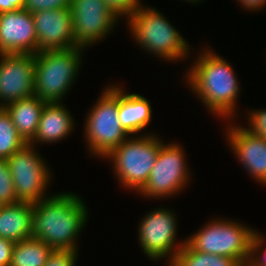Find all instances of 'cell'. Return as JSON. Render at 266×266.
<instances>
[{"mask_svg": "<svg viewBox=\"0 0 266 266\" xmlns=\"http://www.w3.org/2000/svg\"><path fill=\"white\" fill-rule=\"evenodd\" d=\"M146 213L138 225L137 241L141 252L152 261L165 259V266H169L187 241V238L180 242L176 240L178 216L166 207H157Z\"/></svg>", "mask_w": 266, "mask_h": 266, "instance_id": "9c48e42d", "label": "cell"}, {"mask_svg": "<svg viewBox=\"0 0 266 266\" xmlns=\"http://www.w3.org/2000/svg\"><path fill=\"white\" fill-rule=\"evenodd\" d=\"M131 135L106 157L113 165L119 185L138 194L149 180L160 146L164 142L158 133Z\"/></svg>", "mask_w": 266, "mask_h": 266, "instance_id": "277c9868", "label": "cell"}, {"mask_svg": "<svg viewBox=\"0 0 266 266\" xmlns=\"http://www.w3.org/2000/svg\"><path fill=\"white\" fill-rule=\"evenodd\" d=\"M248 124L245 127L256 136L266 139V108L265 109H249L247 110Z\"/></svg>", "mask_w": 266, "mask_h": 266, "instance_id": "d4e9b609", "label": "cell"}, {"mask_svg": "<svg viewBox=\"0 0 266 266\" xmlns=\"http://www.w3.org/2000/svg\"><path fill=\"white\" fill-rule=\"evenodd\" d=\"M238 2V5L240 4L241 8L249 12H257V10L262 11L263 8H266V0H236Z\"/></svg>", "mask_w": 266, "mask_h": 266, "instance_id": "f546056e", "label": "cell"}, {"mask_svg": "<svg viewBox=\"0 0 266 266\" xmlns=\"http://www.w3.org/2000/svg\"><path fill=\"white\" fill-rule=\"evenodd\" d=\"M24 0H0V13L6 11L21 10Z\"/></svg>", "mask_w": 266, "mask_h": 266, "instance_id": "4dcf8cb0", "label": "cell"}, {"mask_svg": "<svg viewBox=\"0 0 266 266\" xmlns=\"http://www.w3.org/2000/svg\"><path fill=\"white\" fill-rule=\"evenodd\" d=\"M125 21L135 45L159 60L178 63L187 60L191 57L189 51H194L163 13L143 2Z\"/></svg>", "mask_w": 266, "mask_h": 266, "instance_id": "3957f363", "label": "cell"}, {"mask_svg": "<svg viewBox=\"0 0 266 266\" xmlns=\"http://www.w3.org/2000/svg\"><path fill=\"white\" fill-rule=\"evenodd\" d=\"M71 0H24V10L35 13L42 10L70 9Z\"/></svg>", "mask_w": 266, "mask_h": 266, "instance_id": "484cf974", "label": "cell"}, {"mask_svg": "<svg viewBox=\"0 0 266 266\" xmlns=\"http://www.w3.org/2000/svg\"><path fill=\"white\" fill-rule=\"evenodd\" d=\"M32 13L21 9L0 13V54H36Z\"/></svg>", "mask_w": 266, "mask_h": 266, "instance_id": "9a60e30c", "label": "cell"}, {"mask_svg": "<svg viewBox=\"0 0 266 266\" xmlns=\"http://www.w3.org/2000/svg\"><path fill=\"white\" fill-rule=\"evenodd\" d=\"M109 9L120 19H127L142 4V0H104Z\"/></svg>", "mask_w": 266, "mask_h": 266, "instance_id": "4316f807", "label": "cell"}, {"mask_svg": "<svg viewBox=\"0 0 266 266\" xmlns=\"http://www.w3.org/2000/svg\"><path fill=\"white\" fill-rule=\"evenodd\" d=\"M79 251L53 250L44 266H76Z\"/></svg>", "mask_w": 266, "mask_h": 266, "instance_id": "83f0119b", "label": "cell"}, {"mask_svg": "<svg viewBox=\"0 0 266 266\" xmlns=\"http://www.w3.org/2000/svg\"><path fill=\"white\" fill-rule=\"evenodd\" d=\"M184 1H185L186 3L189 2V4H193V3L195 4V3H196V5H197V3H198V4L201 3V2L203 3L202 0H182V2H184ZM200 1H201V2H200Z\"/></svg>", "mask_w": 266, "mask_h": 266, "instance_id": "1f68e13d", "label": "cell"}, {"mask_svg": "<svg viewBox=\"0 0 266 266\" xmlns=\"http://www.w3.org/2000/svg\"><path fill=\"white\" fill-rule=\"evenodd\" d=\"M125 91L118 84V115L121 126L131 136L143 135L142 131L152 121L153 110L150 101L141 94Z\"/></svg>", "mask_w": 266, "mask_h": 266, "instance_id": "e0dca14e", "label": "cell"}, {"mask_svg": "<svg viewBox=\"0 0 266 266\" xmlns=\"http://www.w3.org/2000/svg\"><path fill=\"white\" fill-rule=\"evenodd\" d=\"M240 266H250V265L247 263V264H243V265H240Z\"/></svg>", "mask_w": 266, "mask_h": 266, "instance_id": "d6a6232c", "label": "cell"}, {"mask_svg": "<svg viewBox=\"0 0 266 266\" xmlns=\"http://www.w3.org/2000/svg\"><path fill=\"white\" fill-rule=\"evenodd\" d=\"M207 47L199 50L196 59H193L195 62L187 69L184 80L208 113L212 116L214 114L223 122L231 121L238 115L236 110L241 91L240 82L233 65L216 54L214 49Z\"/></svg>", "mask_w": 266, "mask_h": 266, "instance_id": "6da1fadb", "label": "cell"}, {"mask_svg": "<svg viewBox=\"0 0 266 266\" xmlns=\"http://www.w3.org/2000/svg\"><path fill=\"white\" fill-rule=\"evenodd\" d=\"M87 210L83 198L76 192L50 194L33 203L32 237L53 250L79 251L77 238L87 225Z\"/></svg>", "mask_w": 266, "mask_h": 266, "instance_id": "7a4b0ae2", "label": "cell"}, {"mask_svg": "<svg viewBox=\"0 0 266 266\" xmlns=\"http://www.w3.org/2000/svg\"><path fill=\"white\" fill-rule=\"evenodd\" d=\"M37 36V53L77 47L70 9L42 10L32 13Z\"/></svg>", "mask_w": 266, "mask_h": 266, "instance_id": "5bb4252c", "label": "cell"}, {"mask_svg": "<svg viewBox=\"0 0 266 266\" xmlns=\"http://www.w3.org/2000/svg\"><path fill=\"white\" fill-rule=\"evenodd\" d=\"M232 121H225L228 147L236 155L242 169L257 183L266 186V139L254 135L245 125Z\"/></svg>", "mask_w": 266, "mask_h": 266, "instance_id": "4fadbf2b", "label": "cell"}, {"mask_svg": "<svg viewBox=\"0 0 266 266\" xmlns=\"http://www.w3.org/2000/svg\"><path fill=\"white\" fill-rule=\"evenodd\" d=\"M33 203L18 201L0 205V238L14 243L32 237Z\"/></svg>", "mask_w": 266, "mask_h": 266, "instance_id": "ac0fdd59", "label": "cell"}, {"mask_svg": "<svg viewBox=\"0 0 266 266\" xmlns=\"http://www.w3.org/2000/svg\"><path fill=\"white\" fill-rule=\"evenodd\" d=\"M46 103L33 95L4 107L17 132L28 144L36 135L41 113Z\"/></svg>", "mask_w": 266, "mask_h": 266, "instance_id": "d6986e66", "label": "cell"}, {"mask_svg": "<svg viewBox=\"0 0 266 266\" xmlns=\"http://www.w3.org/2000/svg\"><path fill=\"white\" fill-rule=\"evenodd\" d=\"M84 50L77 46L36 53L34 95L47 103L62 102L79 76Z\"/></svg>", "mask_w": 266, "mask_h": 266, "instance_id": "5b68a950", "label": "cell"}, {"mask_svg": "<svg viewBox=\"0 0 266 266\" xmlns=\"http://www.w3.org/2000/svg\"><path fill=\"white\" fill-rule=\"evenodd\" d=\"M73 116L62 102L46 103L38 123L36 135L29 143L37 144L59 143L68 137L75 129Z\"/></svg>", "mask_w": 266, "mask_h": 266, "instance_id": "2e32d148", "label": "cell"}, {"mask_svg": "<svg viewBox=\"0 0 266 266\" xmlns=\"http://www.w3.org/2000/svg\"><path fill=\"white\" fill-rule=\"evenodd\" d=\"M180 143H162L149 180L138 193L147 199L172 198L184 191L191 181L190 166ZM187 185V186H186Z\"/></svg>", "mask_w": 266, "mask_h": 266, "instance_id": "ba28073f", "label": "cell"}, {"mask_svg": "<svg viewBox=\"0 0 266 266\" xmlns=\"http://www.w3.org/2000/svg\"><path fill=\"white\" fill-rule=\"evenodd\" d=\"M76 46L89 48L114 32L118 18L104 0H71Z\"/></svg>", "mask_w": 266, "mask_h": 266, "instance_id": "8fae6325", "label": "cell"}, {"mask_svg": "<svg viewBox=\"0 0 266 266\" xmlns=\"http://www.w3.org/2000/svg\"><path fill=\"white\" fill-rule=\"evenodd\" d=\"M14 245V242L0 238V266H10Z\"/></svg>", "mask_w": 266, "mask_h": 266, "instance_id": "f1b7e54d", "label": "cell"}, {"mask_svg": "<svg viewBox=\"0 0 266 266\" xmlns=\"http://www.w3.org/2000/svg\"><path fill=\"white\" fill-rule=\"evenodd\" d=\"M263 235L257 229L254 230L248 261L250 266H266V241Z\"/></svg>", "mask_w": 266, "mask_h": 266, "instance_id": "cb8c5ba5", "label": "cell"}, {"mask_svg": "<svg viewBox=\"0 0 266 266\" xmlns=\"http://www.w3.org/2000/svg\"><path fill=\"white\" fill-rule=\"evenodd\" d=\"M18 201L7 160L0 159V205L13 204Z\"/></svg>", "mask_w": 266, "mask_h": 266, "instance_id": "603a6c76", "label": "cell"}, {"mask_svg": "<svg viewBox=\"0 0 266 266\" xmlns=\"http://www.w3.org/2000/svg\"><path fill=\"white\" fill-rule=\"evenodd\" d=\"M53 249L42 240L28 238L15 243L10 266H44Z\"/></svg>", "mask_w": 266, "mask_h": 266, "instance_id": "ffe728a7", "label": "cell"}, {"mask_svg": "<svg viewBox=\"0 0 266 266\" xmlns=\"http://www.w3.org/2000/svg\"><path fill=\"white\" fill-rule=\"evenodd\" d=\"M228 218H212L198 231L187 236V243L196 251L235 259L240 265L250 258L254 230Z\"/></svg>", "mask_w": 266, "mask_h": 266, "instance_id": "52a82bcc", "label": "cell"}, {"mask_svg": "<svg viewBox=\"0 0 266 266\" xmlns=\"http://www.w3.org/2000/svg\"><path fill=\"white\" fill-rule=\"evenodd\" d=\"M169 266H240L233 258L194 250L187 242Z\"/></svg>", "mask_w": 266, "mask_h": 266, "instance_id": "44dd1931", "label": "cell"}, {"mask_svg": "<svg viewBox=\"0 0 266 266\" xmlns=\"http://www.w3.org/2000/svg\"><path fill=\"white\" fill-rule=\"evenodd\" d=\"M37 150L36 146L27 143L6 159L19 201L34 203L50 196L46 191L53 176L50 166Z\"/></svg>", "mask_w": 266, "mask_h": 266, "instance_id": "30bf717a", "label": "cell"}, {"mask_svg": "<svg viewBox=\"0 0 266 266\" xmlns=\"http://www.w3.org/2000/svg\"><path fill=\"white\" fill-rule=\"evenodd\" d=\"M34 54H0V108L34 95Z\"/></svg>", "mask_w": 266, "mask_h": 266, "instance_id": "7c38bea8", "label": "cell"}, {"mask_svg": "<svg viewBox=\"0 0 266 266\" xmlns=\"http://www.w3.org/2000/svg\"><path fill=\"white\" fill-rule=\"evenodd\" d=\"M26 144L7 111L0 108V159L9 158Z\"/></svg>", "mask_w": 266, "mask_h": 266, "instance_id": "7402d4cb", "label": "cell"}, {"mask_svg": "<svg viewBox=\"0 0 266 266\" xmlns=\"http://www.w3.org/2000/svg\"><path fill=\"white\" fill-rule=\"evenodd\" d=\"M99 95L86 114L83 134L88 154L105 158L130 135L119 121L118 84L105 86Z\"/></svg>", "mask_w": 266, "mask_h": 266, "instance_id": "8992f818", "label": "cell"}]
</instances>
